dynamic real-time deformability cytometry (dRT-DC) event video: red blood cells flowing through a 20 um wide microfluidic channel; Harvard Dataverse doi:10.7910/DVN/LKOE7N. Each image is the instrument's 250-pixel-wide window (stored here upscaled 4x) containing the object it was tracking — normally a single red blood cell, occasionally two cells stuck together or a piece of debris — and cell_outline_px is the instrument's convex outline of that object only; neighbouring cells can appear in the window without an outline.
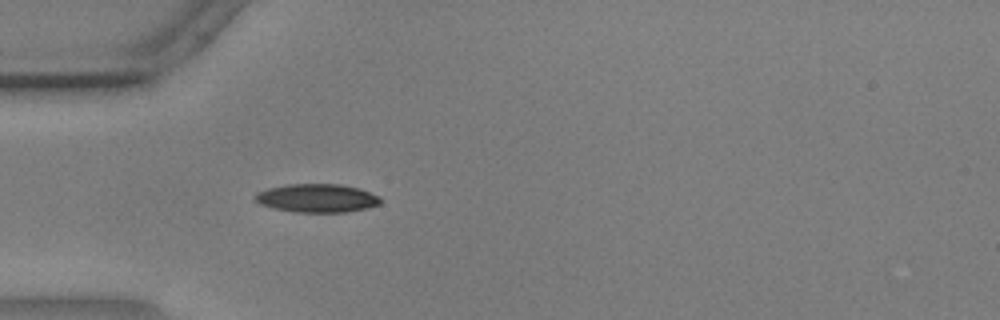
{"species": "common noctule bat (a hibernating species)", "species_latin": "Nyctalus noctula", "temperature_condition": "warm", "stored_images_in_passage": 27, "camera_frame_rate_fps": 3000, "um_per_image_px": 0.085, "animal": {"sex": "male", "body_mass_g": 17.9, "forearm_length_mm": 54.2}, "frame": {"image": 1, "passage_image": 7, "time_ms": 2.0, "image_size_px": [1000, 320], "cell_outline_px": [[380, 204], [368, 208], [348, 212], [296, 212], [272, 208], [260, 204], [252, 200], [252, 196], [256, 192], [268, 188], [288, 184], [340, 184], [360, 188], [380, 196]], "centroid_in_image_um": [26.91, 16.84], "position_along_channel_um": 58.1, "area_um2": 21.1}}
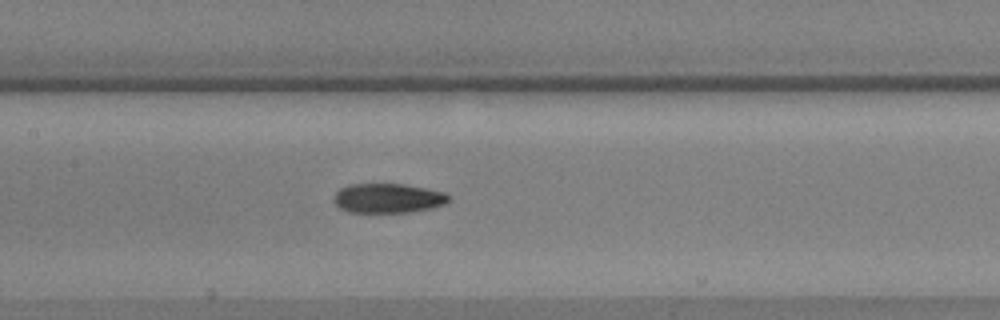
{"frame": {"image": 2, "passage_image": 17, "time_ms": 5.333, "image_size_px": [1000, 320], "cell_outline_px": [[452, 196], [444, 204], [432, 208], [408, 212], [348, 212], [340, 208], [332, 200], [332, 196], [340, 188], [348, 184], [404, 184], [448, 192]], "centroid_in_image_um": [32.98, 16.84], "position_along_channel_um": 174.4, "area_um2": 20.0}}
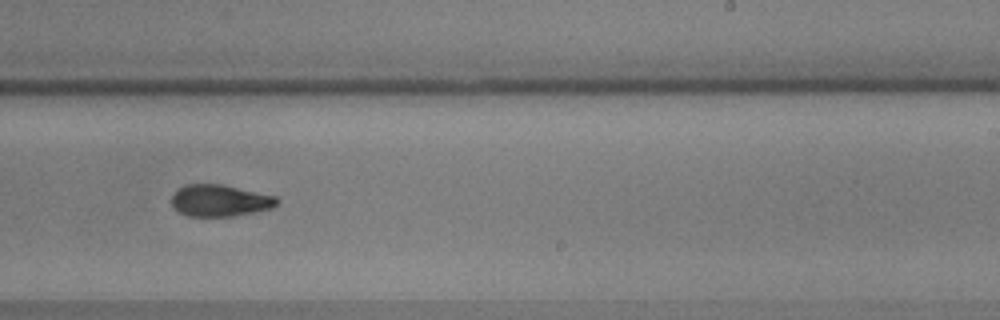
{"frame": {"image": 3, "passage_image": 25, "time_ms": 8.0, "image_size_px": [1000, 320], "cell_outline_px": [[280, 200], [272, 208], [232, 216], [188, 216], [180, 212], [172, 204], [172, 196], [176, 188], [184, 184], [220, 184], [276, 196]], "centroid_in_image_um": [18.67, 17.03], "position_along_channel_um": 270.3, "area_um2": 19.36}}